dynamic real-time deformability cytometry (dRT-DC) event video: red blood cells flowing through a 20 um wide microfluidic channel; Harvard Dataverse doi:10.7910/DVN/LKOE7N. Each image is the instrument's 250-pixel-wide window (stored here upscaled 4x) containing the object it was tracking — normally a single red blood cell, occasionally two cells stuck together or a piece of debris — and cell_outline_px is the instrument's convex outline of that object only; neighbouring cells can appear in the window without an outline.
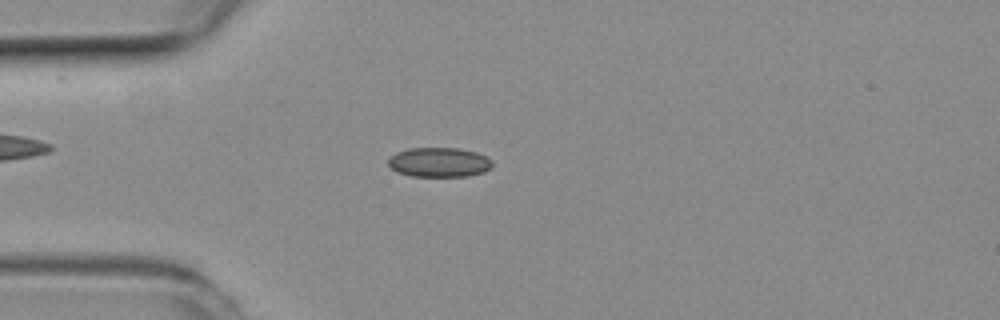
{"species": "common noctule bat (a hibernating species)", "species_latin": "Nyctalus noctula", "temperature_condition": "room temperature", "stored_images_in_passage": 44, "camera_frame_rate_fps": 3000, "um_per_image_px": 0.085, "animal": {"sex": "female", "body_mass_g": 19.3, "forearm_length_mm": 54.1}, "frame": {"image": 1, "passage_image": 6, "time_ms": 1.667, "image_size_px": [1000, 320], "cell_outline_px": [[492, 168], [484, 172], [468, 176], [412, 176], [396, 172], [388, 164], [388, 160], [396, 152], [408, 148], [456, 148], [476, 152], [492, 160]], "centroid_in_image_um": [37.33, 13.79], "position_along_channel_um": 47.7, "area_um2": 17.92}}
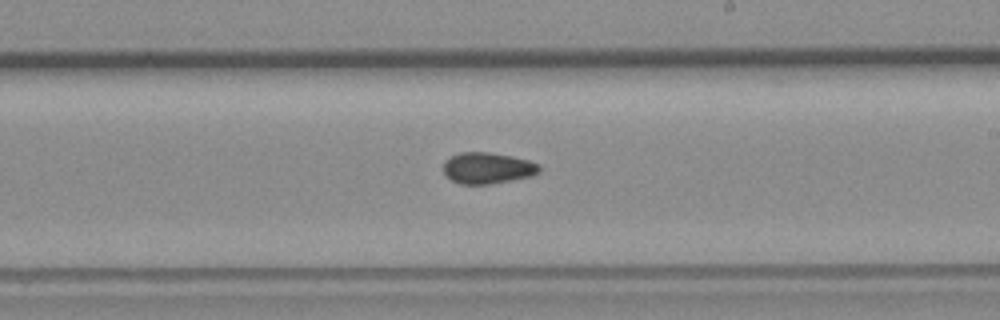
{"frame": {"image": 2, "passage_image": 22, "time_ms": 7.0, "image_size_px": [1000, 320], "cell_outline_px": [[540, 172], [532, 176], [492, 184], [460, 184], [444, 176], [444, 160], [460, 152], [488, 152], [512, 156], [528, 160], [540, 164]], "centroid_in_image_um": [41.44, 14.29], "position_along_channel_um": 247.6, "area_um2": 17.63}}
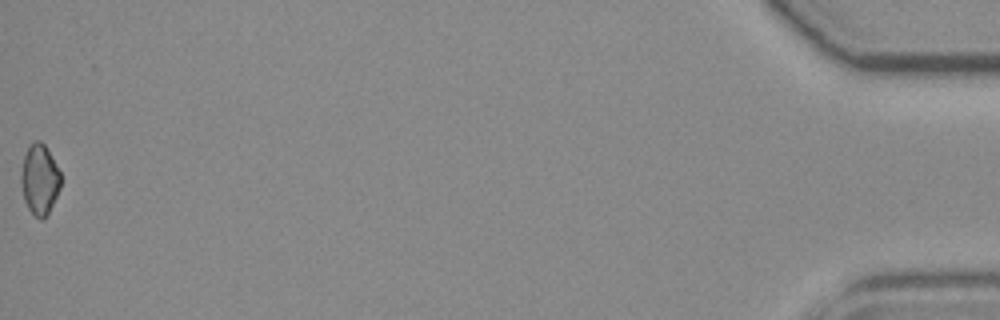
{"frame": {"image": 3, "passage_image": 44, "time_ms": 14.333, "image_size_px": [1000, 320], "cell_outline_px": [[60, 188], [48, 216], [40, 220], [28, 208], [24, 200], [20, 180], [20, 176], [24, 156], [28, 148], [36, 140], [40, 140], [44, 144], [60, 172]], "centroid_in_image_um": [3.36, 15.29], "position_along_channel_um": 431.8, "area_um2": 16.13}, "authors_computed_cell_mechanics": {"area_um2": 17.3978, "velocity_mm_per_s": 3.9825, "shape_relaxation_time_tau1_ms": null, "shape_relaxation_time_tau2_ms": 3.3723, "deformation_change_tau1": null, "deformation_change_tau2": 0.0682}}